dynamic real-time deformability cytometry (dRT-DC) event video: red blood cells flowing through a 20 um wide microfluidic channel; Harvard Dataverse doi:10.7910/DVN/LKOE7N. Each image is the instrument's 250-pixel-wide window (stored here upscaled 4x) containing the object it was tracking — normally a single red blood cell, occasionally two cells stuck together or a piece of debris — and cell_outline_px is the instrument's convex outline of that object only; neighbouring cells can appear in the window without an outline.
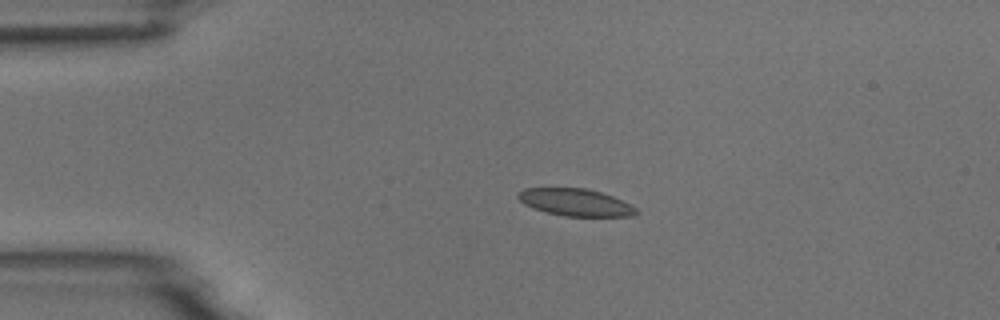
{"species": "common noctule bat (a hibernating species)", "species_latin": "Nyctalus noctula", "temperature_condition": "room temperature", "stored_images_in_passage": 2, "camera_frame_rate_fps": 3000, "um_per_image_px": 0.085, "animal": {"sex": "male", "body_mass_g": 18.8}, "frame": {"image": 1, "passage_image": 1, "time_ms": 0.0, "image_size_px": [1000, 320], "cell_outline_px": [[640, 212], [632, 216], [564, 216], [532, 208], [524, 204], [516, 196], [524, 188], [584, 188], [600, 192], [612, 196], [636, 208]], "centroid_in_image_um": [48.9, 17.2], "position_along_channel_um": 36.1, "area_um2": 18.5}}